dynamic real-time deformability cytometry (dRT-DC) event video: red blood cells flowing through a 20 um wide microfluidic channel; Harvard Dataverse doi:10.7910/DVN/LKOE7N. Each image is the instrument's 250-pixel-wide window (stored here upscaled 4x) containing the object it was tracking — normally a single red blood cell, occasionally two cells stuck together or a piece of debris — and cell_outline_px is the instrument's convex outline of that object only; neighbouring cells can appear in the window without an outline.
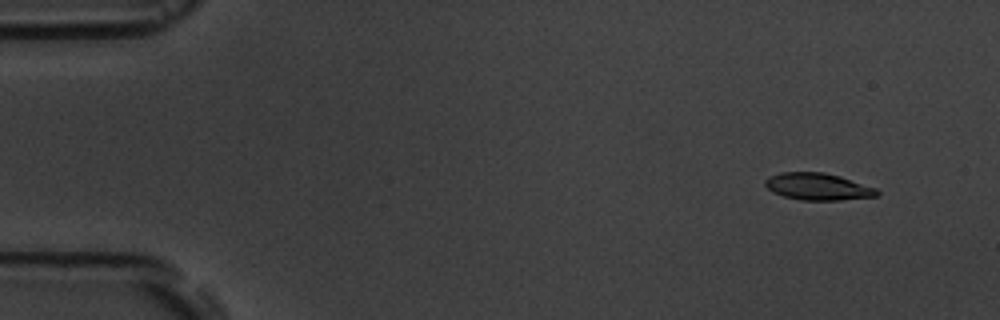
{"species": "common noctule bat (a hibernating species)", "species_latin": "Nyctalus noctula", "temperature_condition": "room temperature", "stored_images_in_passage": 9, "camera_frame_rate_fps": 3000, "um_per_image_px": 0.085, "animal": {"sex": "male", "body_mass_g": 19.5, "forearm_length_mm": 54.6}, "frame": {"image": 1, "passage_image": 2, "time_ms": 1.333, "image_size_px": [1000, 320], "cell_outline_px": [[880, 192], [876, 196], [840, 200], [800, 200], [784, 196], [772, 192], [764, 184], [764, 180], [768, 176], [780, 172], [824, 172], [840, 176], [876, 188]], "centroid_in_image_um": [69.49, 15.85], "position_along_channel_um": 15.5, "area_um2": 17.63}}
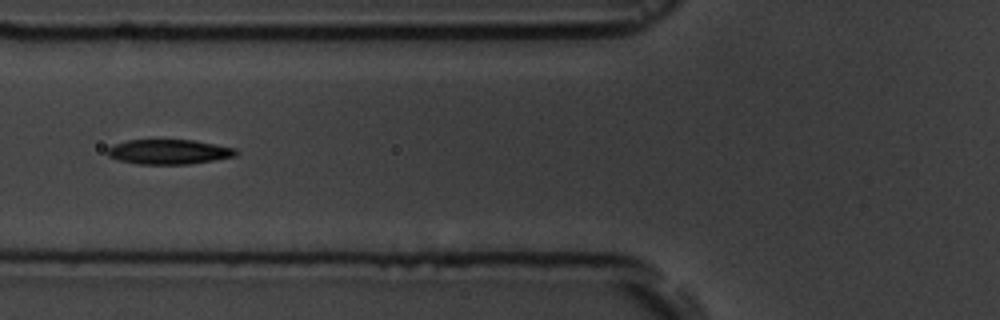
{"frame": {"image": 2, "passage_image": 7, "time_ms": 7.0, "image_size_px": [1000, 320], "cell_outline_px": [[240, 152], [236, 156], [188, 164], [140, 164], [120, 160], [108, 156], [104, 152], [108, 148], [116, 144], [128, 140], [192, 140], [236, 148]], "centroid_in_image_um": [14.36, 12.9], "position_along_channel_um": 111.4, "area_um2": 18.44}}
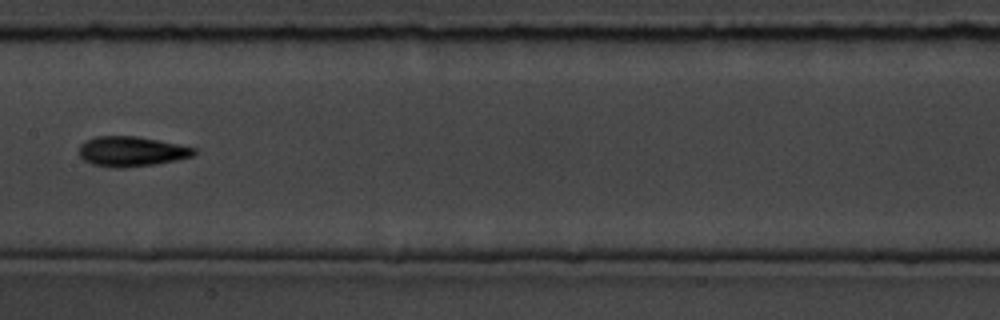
{"frame": {"image": 3, "passage_image": 9, "time_ms": 9.333, "image_size_px": [1000, 320], "cell_outline_px": [[196, 152], [192, 156], [176, 160], [156, 164], [124, 168], [112, 168], [92, 164], [84, 160], [80, 156], [80, 144], [96, 136], [136, 136], [196, 148]], "centroid_in_image_um": [11.16, 12.88], "position_along_channel_um": 196.2, "area_um2": 19.94}}